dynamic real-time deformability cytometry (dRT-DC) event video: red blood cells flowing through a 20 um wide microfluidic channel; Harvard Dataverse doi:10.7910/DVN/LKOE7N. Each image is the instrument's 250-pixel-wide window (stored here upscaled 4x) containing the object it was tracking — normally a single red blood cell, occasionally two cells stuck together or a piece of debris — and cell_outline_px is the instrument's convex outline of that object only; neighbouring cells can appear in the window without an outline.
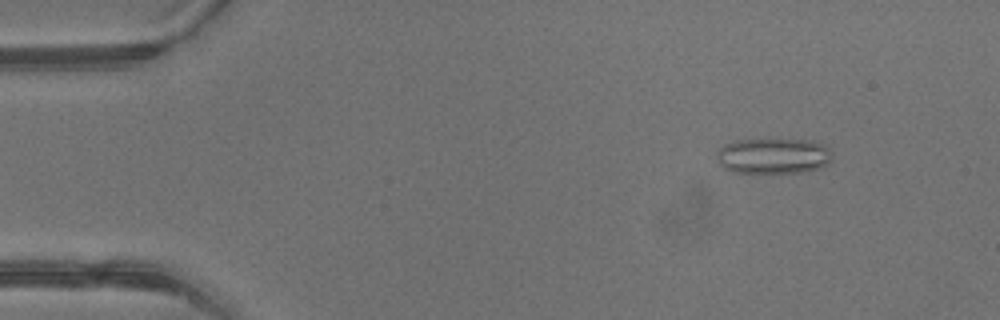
{"species": "common noctule bat (a hibernating species)", "species_latin": "Nyctalus noctula", "temperature_condition": "warm", "stored_images_in_passage": 3, "camera_frame_rate_fps": 3000, "um_per_image_px": 0.085, "animal": {"sex": "male", "body_mass_g": 13.3}, "frame": {"image": 1, "passage_image": 1, "time_ms": 0.0, "image_size_px": [1000, 320], "cell_outline_px": [[832, 160], [828, 164], [820, 168], [804, 172], [732, 172], [724, 168], [716, 160], [716, 152], [724, 144], [732, 140], [812, 140], [824, 144], [832, 152]], "centroid_in_image_um": [65.74, 13.25], "position_along_channel_um": 19.3, "area_um2": 24.16}}